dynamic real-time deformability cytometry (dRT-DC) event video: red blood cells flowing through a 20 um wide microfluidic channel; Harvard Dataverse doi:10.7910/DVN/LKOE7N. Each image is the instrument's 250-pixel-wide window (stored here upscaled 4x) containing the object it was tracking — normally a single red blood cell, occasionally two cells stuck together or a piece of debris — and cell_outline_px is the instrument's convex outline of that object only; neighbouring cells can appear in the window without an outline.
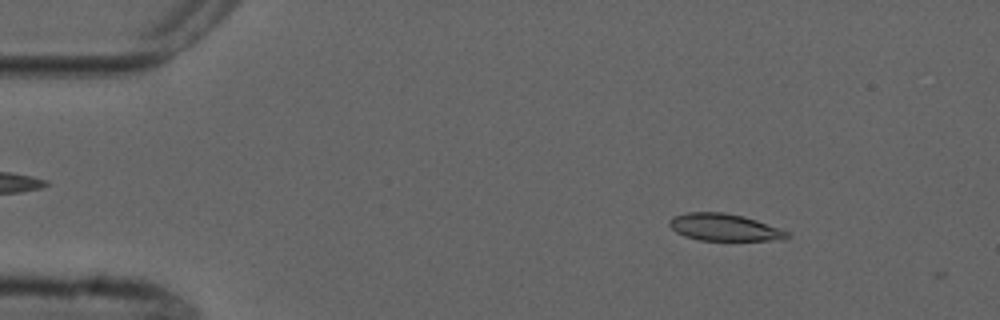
{"species": "common noctule bat (a hibernating species)", "species_latin": "Nyctalus noctula", "temperature_condition": "cold", "stored_images_in_passage": 3, "camera_frame_rate_fps": 3000, "um_per_image_px": 0.085, "animal": {"sex": "male", "forearm_length_mm": 52.5}, "frame": {"image": 1, "passage_image": 2, "time_ms": 1.333, "image_size_px": [1000, 320], "cell_outline_px": [[792, 236], [784, 240], [700, 240], [684, 236], [676, 232], [668, 224], [668, 220], [672, 216], [688, 212], [724, 212], [744, 216], [780, 228], [788, 232]], "centroid_in_image_um": [61.57, 19.32], "position_along_channel_um": 23.4, "area_um2": 18.73}}